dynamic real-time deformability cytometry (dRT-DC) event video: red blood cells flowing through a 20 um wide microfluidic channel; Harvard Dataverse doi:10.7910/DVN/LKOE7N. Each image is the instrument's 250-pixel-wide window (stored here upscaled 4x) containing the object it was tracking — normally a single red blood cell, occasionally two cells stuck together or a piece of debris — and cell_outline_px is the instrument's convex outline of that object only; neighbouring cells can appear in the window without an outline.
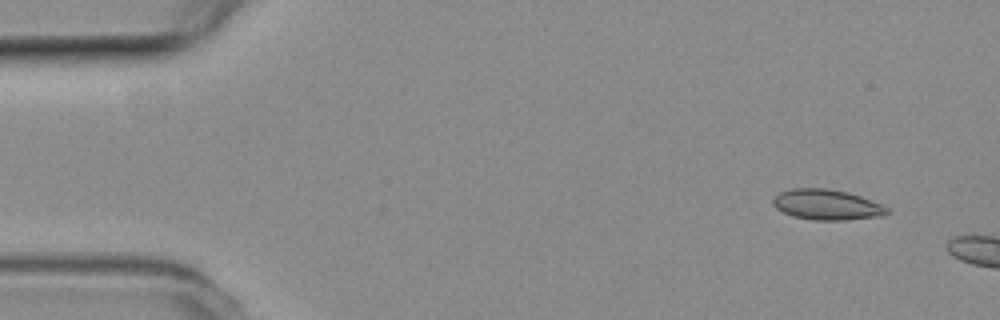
{"species": "common noctule bat (a hibernating species)", "species_latin": "Nyctalus noctula", "temperature_condition": "room temperature", "stored_images_in_passage": 6, "camera_frame_rate_fps": 3000, "um_per_image_px": 0.085, "animal": {"sex": "female", "body_mass_g": 19.3, "forearm_length_mm": 54.1}, "frame": {"image": 1, "passage_image": 2, "time_ms": 0.333, "image_size_px": [1000, 320], "cell_outline_px": [[888, 212], [884, 216], [844, 220], [812, 220], [792, 216], [776, 208], [772, 204], [772, 200], [780, 192], [792, 188], [828, 188], [848, 192], [860, 196], [880, 204], [888, 208]], "centroid_in_image_um": [70.26, 17.4], "position_along_channel_um": 14.7, "area_um2": 20.23}}